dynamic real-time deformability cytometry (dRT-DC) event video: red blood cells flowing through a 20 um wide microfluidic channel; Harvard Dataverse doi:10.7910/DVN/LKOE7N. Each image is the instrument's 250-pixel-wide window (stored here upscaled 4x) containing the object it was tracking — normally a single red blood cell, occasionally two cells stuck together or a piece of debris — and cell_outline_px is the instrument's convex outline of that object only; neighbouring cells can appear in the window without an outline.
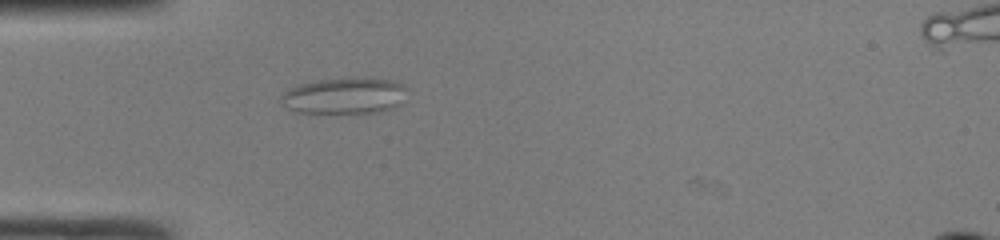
{"species": "common noctule bat (a hibernating species)", "species_latin": "Nyctalus noctula", "temperature_condition": "room temperature", "stored_images_in_passage": 3, "camera_frame_rate_fps": 3000, "um_per_image_px": 0.085, "animal": {"sex": "male", "body_mass_g": 19.0, "forearm_length_mm": 50.8}, "frame": {"image": 1, "passage_image": 2, "time_ms": 0.333, "image_size_px": [1000, 240], "cell_outline_px": [[404, 88], [396, 104], [392, 108], [380, 112], [296, 112], [288, 108], [284, 104], [280, 96], [288, 88], [296, 84], [312, 80], [348, 76], [372, 76], [404, 84]], "centroid_in_image_um": [29.19, 8.08], "position_along_channel_um": 55.8, "area_um2": 26.7}}